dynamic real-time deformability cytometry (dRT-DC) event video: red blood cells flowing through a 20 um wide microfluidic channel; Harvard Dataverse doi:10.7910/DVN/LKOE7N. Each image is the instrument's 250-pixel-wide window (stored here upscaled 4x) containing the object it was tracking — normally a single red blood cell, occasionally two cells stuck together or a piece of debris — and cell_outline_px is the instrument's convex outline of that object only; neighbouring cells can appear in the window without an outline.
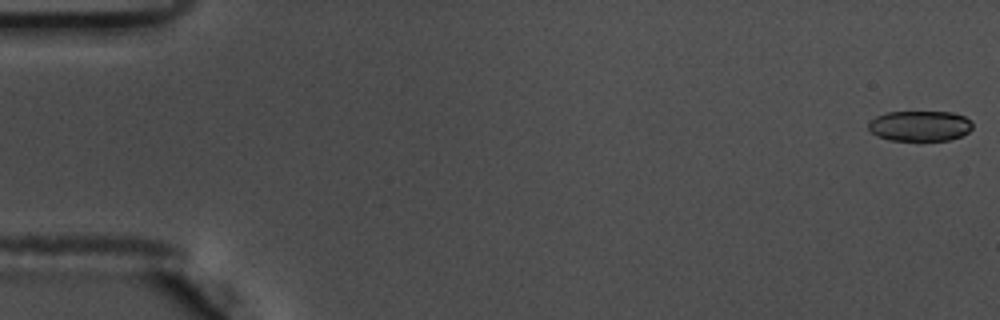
{"species": "common noctule bat (a hibernating species)", "species_latin": "Nyctalus noctula", "temperature_condition": "warm", "stored_images_in_passage": 57, "camera_frame_rate_fps": 3000, "um_per_image_px": 0.085, "animal": {"sex": "male", "body_mass_g": 17.5, "forearm_length_mm": 52.3}, "frame": {"image": 1, "passage_image": 1, "time_ms": 0.0, "image_size_px": [1000, 320], "cell_outline_px": [[972, 128], [968, 132], [960, 136], [948, 140], [888, 140], [876, 136], [868, 128], [868, 124], [876, 116], [888, 112], [952, 112], [964, 116], [972, 120]], "centroid_in_image_um": [78.2, 10.7], "position_along_channel_um": 6.8, "area_um2": 18.44}}
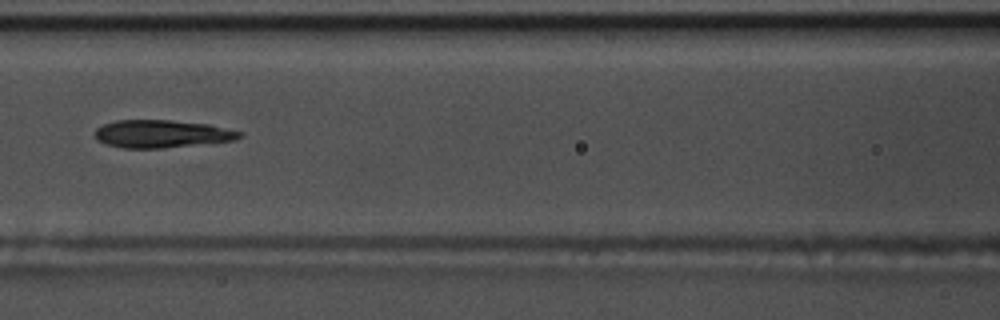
{"frame": {"image": 2, "passage_image": 26, "time_ms": 8.333, "image_size_px": [1000, 320], "cell_outline_px": [[244, 136], [236, 140], [160, 148], [124, 148], [104, 144], [96, 140], [96, 128], [104, 124], [116, 120], [168, 120], [208, 124], [244, 132]], "centroid_in_image_um": [13.76, 11.38], "position_along_channel_um": 152.8, "area_um2": 23.35}}
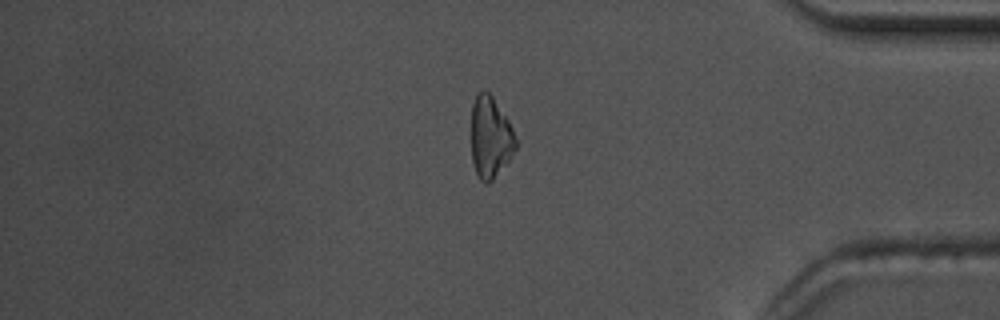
{"frame": {"image": 3, "passage_image": 48, "time_ms": 15.667, "image_size_px": [1000, 320], "cell_outline_px": [[516, 148], [508, 160], [492, 180], [488, 184], [484, 184], [480, 180], [476, 172], [472, 160], [472, 104], [476, 92], [488, 92], [492, 96], [508, 120], [512, 128], [516, 140]], "centroid_in_image_um": [41.67, 11.68], "position_along_channel_um": 393.5, "area_um2": 20.81}, "authors_computed_cell_mechanics": {"area_um2": 22.7732, "velocity_mm_per_s": 3.6311, "shape_relaxation_time_tau1_ms": 6.3062, "shape_relaxation_time_tau2_ms": 4.0349, "deformation_change_tau1": 0.182, "deformation_change_tau2": 0.127}}